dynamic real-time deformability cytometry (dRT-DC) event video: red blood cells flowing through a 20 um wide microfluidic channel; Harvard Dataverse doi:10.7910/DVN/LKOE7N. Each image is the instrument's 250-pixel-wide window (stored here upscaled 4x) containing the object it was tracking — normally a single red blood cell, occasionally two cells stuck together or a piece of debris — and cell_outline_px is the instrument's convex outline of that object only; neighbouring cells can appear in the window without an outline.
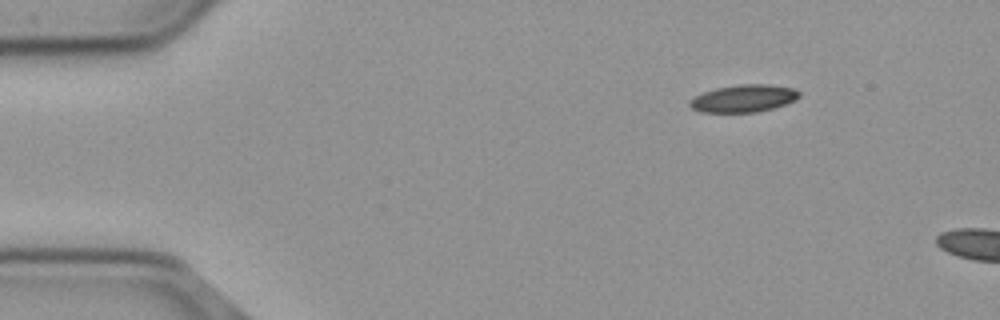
{"species": "common noctule bat (a hibernating species)", "species_latin": "Nyctalus noctula", "temperature_condition": "cold", "stored_images_in_passage": 11, "camera_frame_rate_fps": 3000, "um_per_image_px": 0.085, "animal": {"sex": "male", "body_mass_g": 23.1, "forearm_length_mm": 52.7}, "frame": {"image": 1, "passage_image": 1, "time_ms": 0.0, "image_size_px": [1000, 320], "cell_outline_px": [[800, 96], [796, 100], [772, 108], [756, 112], [700, 112], [692, 108], [688, 104], [688, 100], [704, 92], [716, 88], [740, 84], [768, 84], [792, 88], [800, 92]], "centroid_in_image_um": [63.19, 8.36], "position_along_channel_um": 21.8, "area_um2": 17.4}}
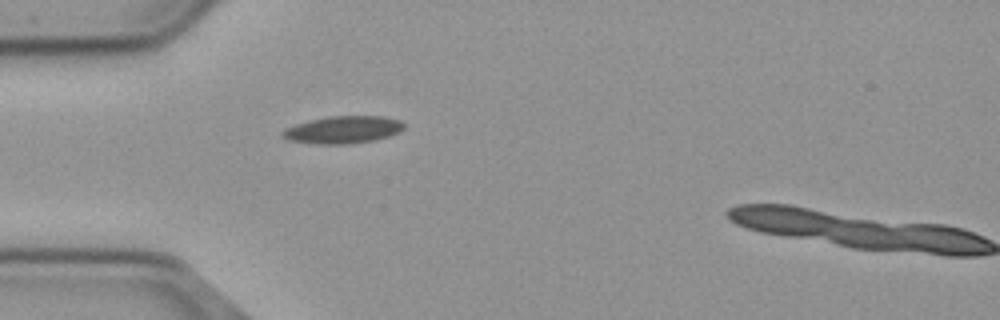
{"frame": {"image": 2, "passage_image": 10, "time_ms": 3.0, "image_size_px": [1000, 320], "cell_outline_px": [[404, 128], [400, 132], [388, 136], [372, 140], [348, 144], [316, 144], [288, 140], [280, 136], [280, 132], [284, 128], [308, 120], [328, 116], [384, 116], [400, 120], [404, 124]], "centroid_in_image_um": [29.11, 11.02], "position_along_channel_um": 55.9, "area_um2": 19.54}}